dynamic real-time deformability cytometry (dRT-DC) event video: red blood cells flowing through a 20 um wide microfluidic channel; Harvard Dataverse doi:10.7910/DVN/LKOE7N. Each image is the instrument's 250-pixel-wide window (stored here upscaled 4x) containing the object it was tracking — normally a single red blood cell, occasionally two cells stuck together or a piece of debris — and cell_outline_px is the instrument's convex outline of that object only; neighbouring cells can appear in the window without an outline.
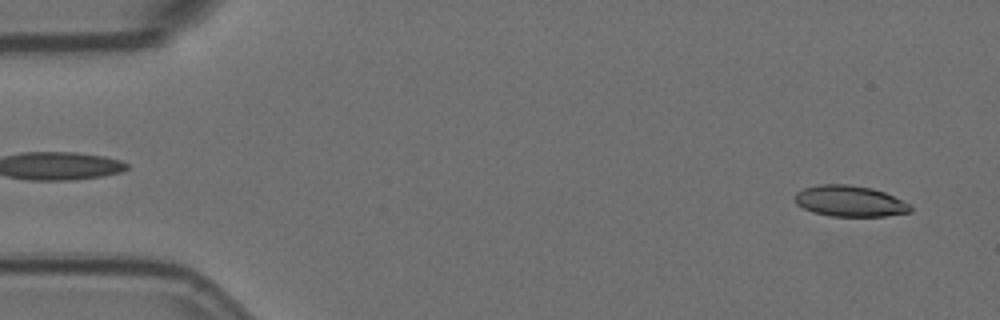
{"species": "Egyptian fruit bat (a non-hibernating species)", "species_latin": "Rousettus aegyptiacus", "temperature_condition": "room temperature", "stored_images_in_passage": 4, "segment_of_instrument_passage": [2, 2], "camera_frame_rate_fps": 3000, "um_per_image_px": 0.085, "animal": {"sex": "female"}, "frame": {"image": 1, "passage_image": 4, "time_ms": 1.0, "image_size_px": [1000, 320], "cell_outline_px": [[912, 212], [884, 216], [832, 216], [812, 212], [796, 204], [796, 192], [804, 188], [820, 184], [848, 184], [872, 188], [884, 192], [908, 204], [912, 208]], "centroid_in_image_um": [72.22, 17.09], "position_along_channel_um": 12.8, "area_um2": 20.69}}